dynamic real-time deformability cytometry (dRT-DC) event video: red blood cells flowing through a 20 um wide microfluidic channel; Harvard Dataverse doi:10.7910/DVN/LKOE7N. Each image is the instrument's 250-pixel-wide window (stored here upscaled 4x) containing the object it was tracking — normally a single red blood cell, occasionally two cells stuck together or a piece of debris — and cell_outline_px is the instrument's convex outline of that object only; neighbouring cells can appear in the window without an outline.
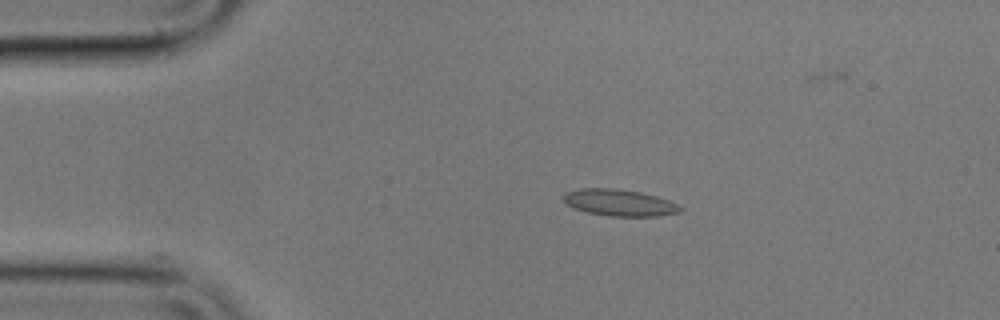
{"species": "common noctule bat (a hibernating species)", "species_latin": "Nyctalus noctula", "temperature_condition": "cold", "stored_images_in_passage": 12, "camera_frame_rate_fps": 3000, "um_per_image_px": 0.085, "animal": {"sex": "male", "body_mass_g": 17.9}, "frame": {"image": 1, "passage_image": 1, "time_ms": 0.0, "image_size_px": [1000, 320], "cell_outline_px": [[684, 208], [680, 212], [656, 216], [608, 216], [588, 212], [576, 208], [568, 204], [564, 200], [564, 192], [580, 188], [616, 188], [640, 192], [656, 196], [668, 200]], "centroid_in_image_um": [52.66, 17.22], "position_along_channel_um": 32.3, "area_um2": 17.98}}
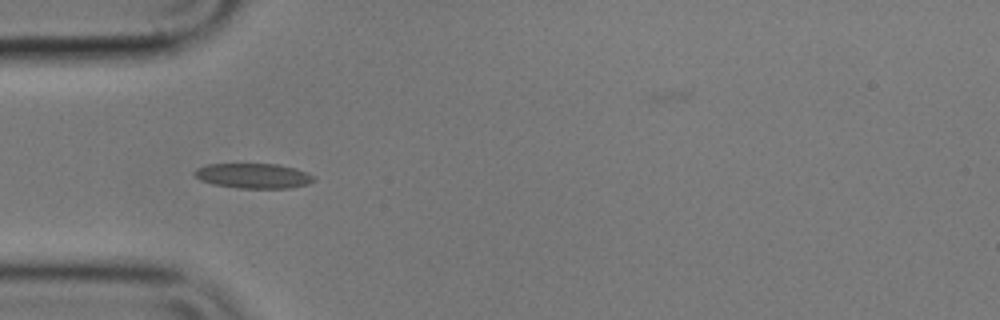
{"frame": {"image": 2, "passage_image": 7, "time_ms": 2.0, "image_size_px": [1000, 320], "cell_outline_px": [[316, 180], [308, 184], [292, 188], [240, 188], [212, 184], [200, 180], [192, 172], [196, 168], [208, 164], [280, 164], [296, 168], [308, 172]], "centroid_in_image_um": [21.56, 14.94], "position_along_channel_um": 63.4, "area_um2": 17.51}}
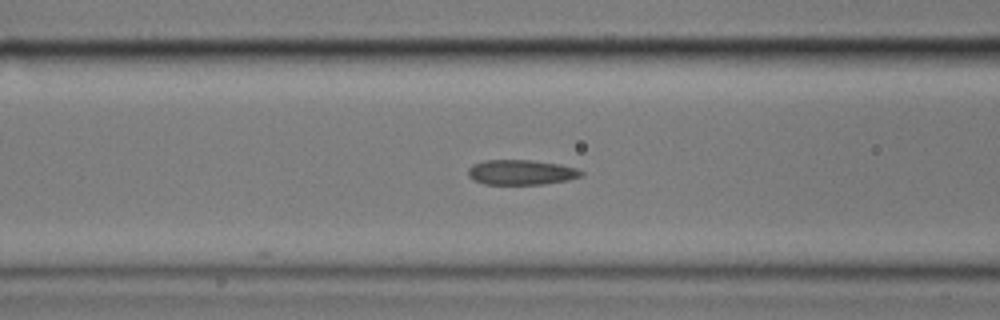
{"frame": {"image": 3, "passage_image": 12, "time_ms": 3.667, "image_size_px": [1000, 320], "cell_outline_px": [[584, 176], [568, 180], [544, 184], [484, 184], [472, 180], [468, 176], [468, 168], [472, 164], [484, 160], [532, 160], [560, 164], [576, 168], [584, 172]], "centroid_in_image_um": [44.3, 14.64], "position_along_channel_um": 122.3, "area_um2": 16.7}}